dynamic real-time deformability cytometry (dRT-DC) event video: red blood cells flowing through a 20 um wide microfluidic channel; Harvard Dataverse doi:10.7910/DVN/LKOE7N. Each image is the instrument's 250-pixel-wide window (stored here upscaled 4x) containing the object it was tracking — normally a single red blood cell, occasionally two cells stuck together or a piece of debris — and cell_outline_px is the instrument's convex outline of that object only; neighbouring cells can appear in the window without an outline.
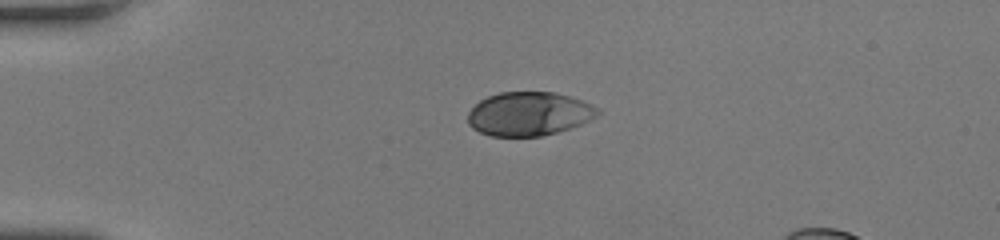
{"species": "human", "species_latin": "Homo sapiens", "temperature_condition": "room temperature", "stored_images_in_passage": 39, "camera_frame_rate_fps": 3000, "um_per_image_px": 0.085, "donor": {"sex": "female"}, "frame": {"image": 1, "passage_image": 1, "time_ms": 0.0, "image_size_px": [1000, 240], "cell_outline_px": [[600, 112], [596, 116], [580, 124], [556, 132], [540, 136], [492, 136], [480, 132], [472, 128], [468, 124], [468, 112], [480, 100], [488, 96], [500, 92], [552, 92], [568, 96], [580, 100], [600, 108]], "centroid_in_image_um": [44.93, 9.67], "position_along_channel_um": 40.1, "area_um2": 32.83}}
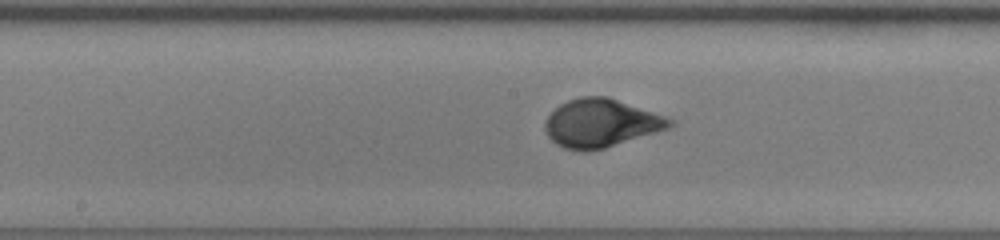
{"frame": {"image": 2, "passage_image": 16, "time_ms": 5.0, "image_size_px": [1000, 240], "cell_outline_px": [[676, 124], [668, 128], [604, 148], [584, 152], [580, 152], [564, 148], [556, 144], [548, 136], [544, 128], [544, 120], [560, 104], [568, 100], [580, 96], [608, 96], [676, 120]], "centroid_in_image_um": [51.06, 10.46], "position_along_channel_um": 197.1, "area_um2": 35.03}}
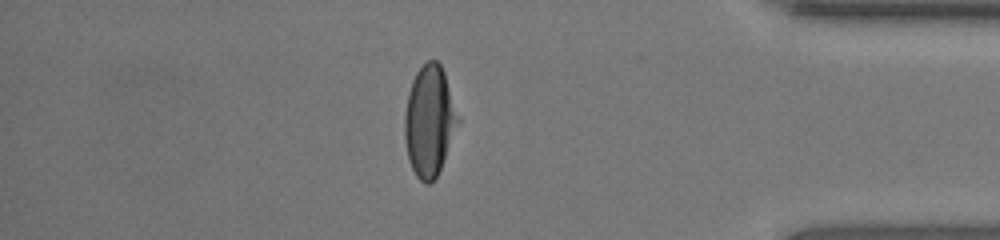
{"frame": {"image": 3, "passage_image": 33, "time_ms": 10.667, "image_size_px": [1000, 240], "cell_outline_px": [[460, 120], [440, 168], [436, 176], [428, 184], [424, 184], [416, 176], [408, 160], [404, 136], [404, 116], [408, 92], [412, 80], [416, 72], [428, 60], [436, 60], [440, 64], [444, 72]], "centroid_in_image_um": [36.48, 10.27], "position_along_channel_um": 398.7, "area_um2": 34.16}}